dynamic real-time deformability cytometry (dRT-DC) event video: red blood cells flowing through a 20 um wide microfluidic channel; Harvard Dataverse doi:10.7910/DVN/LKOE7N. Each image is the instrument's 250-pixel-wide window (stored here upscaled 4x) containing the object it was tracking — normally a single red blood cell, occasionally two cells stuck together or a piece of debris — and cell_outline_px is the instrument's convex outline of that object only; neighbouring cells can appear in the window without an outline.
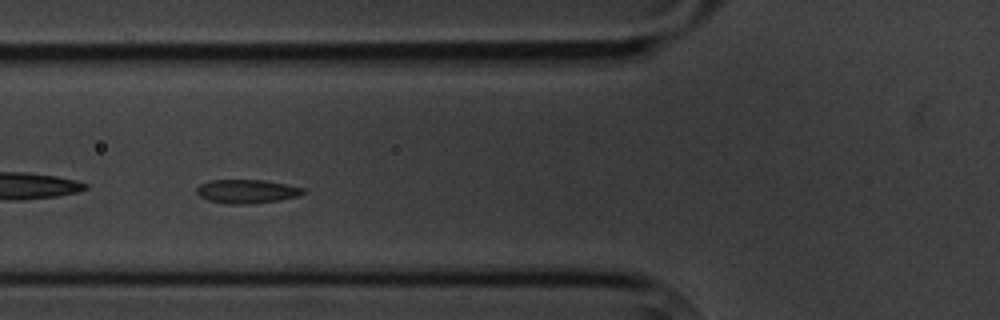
{"species": "common noctule bat (a hibernating species)", "species_latin": "Nyctalus noctula", "temperature_condition": "cold", "stored_images_in_passage": 4, "camera_frame_rate_fps": 3000, "um_per_image_px": 0.085, "animal": {"sex": "male", "body_mass_g": 20.1, "forearm_length_mm": 53.5}, "frame": {"image": 1, "passage_image": 3, "time_ms": 3.333, "image_size_px": [1000, 320], "cell_outline_px": [[304, 192], [300, 196], [280, 200], [248, 204], [228, 204], [208, 200], [200, 196], [196, 192], [196, 188], [200, 184], [212, 180], [264, 180], [304, 188]], "centroid_in_image_um": [20.97, 16.27], "position_along_channel_um": 104.8, "area_um2": 14.68}}